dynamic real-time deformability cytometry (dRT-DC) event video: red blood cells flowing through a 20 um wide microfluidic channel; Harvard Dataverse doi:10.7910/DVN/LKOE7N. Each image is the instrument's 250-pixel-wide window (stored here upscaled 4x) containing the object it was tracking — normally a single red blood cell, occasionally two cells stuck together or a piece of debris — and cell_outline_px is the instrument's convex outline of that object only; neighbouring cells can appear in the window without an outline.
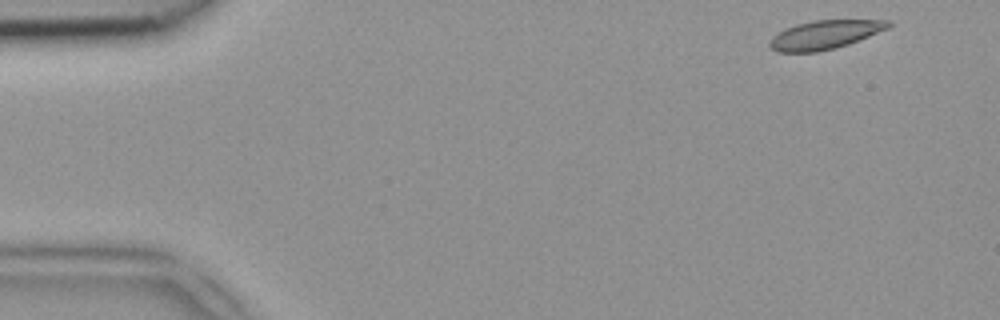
{"species": "common noctule bat (a hibernating species)", "species_latin": "Nyctalus noctula", "temperature_condition": "room temperature", "stored_images_in_passage": 46, "camera_frame_rate_fps": 3000, "um_per_image_px": 0.085, "animal": {"sex": "female", "body_mass_g": 18.4}, "frame": {"image": 1, "passage_image": 1, "time_ms": 0.0, "image_size_px": [1000, 320], "cell_outline_px": [[892, 24], [888, 28], [860, 40], [836, 48], [816, 52], [776, 52], [768, 44], [772, 36], [796, 24], [816, 20], [892, 20]], "centroid_in_image_um": [70.13, 2.96], "position_along_channel_um": 14.9, "area_um2": 19.77}}
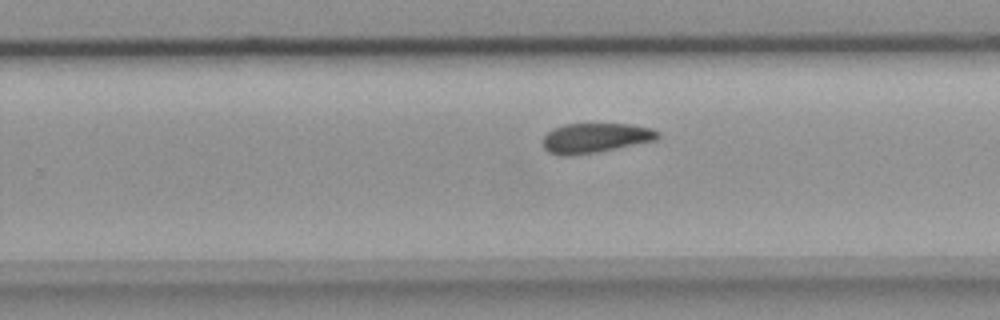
{"frame": {"image": 2, "passage_image": 28, "time_ms": 9.0, "image_size_px": [1000, 320], "cell_outline_px": [[660, 136], [656, 140], [600, 152], [568, 156], [560, 156], [548, 152], [544, 148], [544, 136], [552, 128], [564, 124], [628, 124], [652, 128], [660, 132]], "centroid_in_image_um": [50.61, 11.73], "position_along_channel_um": 279.2, "area_um2": 20.11}}
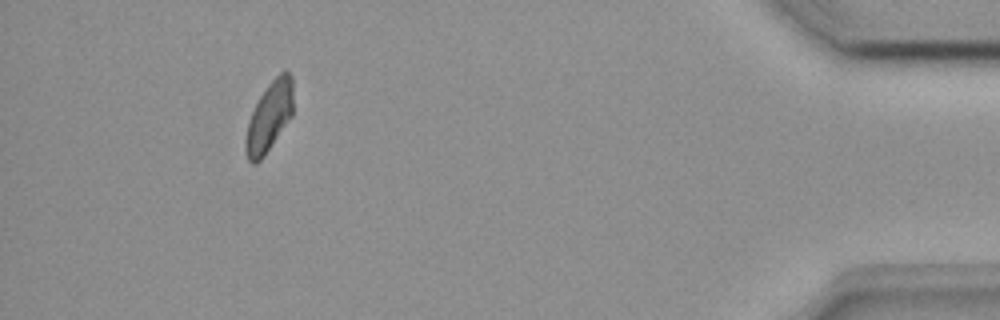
{"frame": {"image": 3, "passage_image": 42, "time_ms": 13.667, "image_size_px": [1000, 320], "cell_outline_px": [[292, 116], [264, 156], [256, 164], [252, 164], [248, 160], [244, 148], [244, 140], [248, 120], [260, 96], [268, 84], [284, 68], [292, 76]], "centroid_in_image_um": [22.87, 9.94], "position_along_channel_um": 412.3, "area_um2": 19.36}}